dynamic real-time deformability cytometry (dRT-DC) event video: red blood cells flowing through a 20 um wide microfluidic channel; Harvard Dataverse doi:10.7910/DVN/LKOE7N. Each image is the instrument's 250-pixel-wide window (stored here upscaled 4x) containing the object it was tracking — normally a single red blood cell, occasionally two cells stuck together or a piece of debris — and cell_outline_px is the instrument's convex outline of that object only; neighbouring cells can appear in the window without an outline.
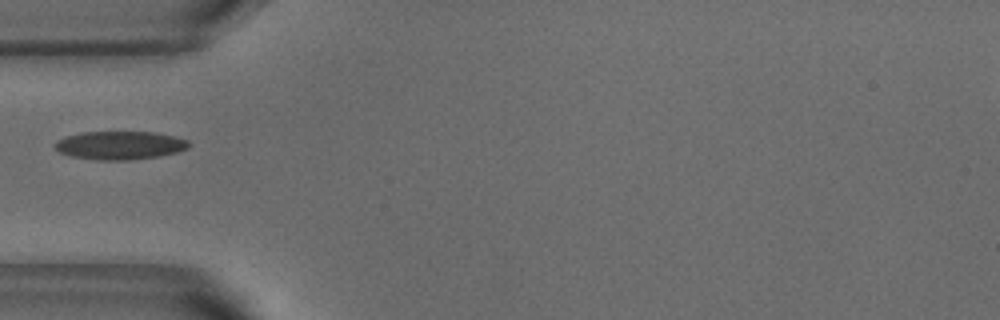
{"species": "common noctule bat (a hibernating species)", "species_latin": "Nyctalus noctula", "temperature_condition": "warm", "stored_images_in_passage": 19, "camera_frame_rate_fps": 3000, "um_per_image_px": 0.085, "animal": {"sex": "male", "body_mass_g": 18.8}, "frame": {"image": 1, "passage_image": 1, "time_ms": 0.0, "image_size_px": [1000, 320], "cell_outline_px": [[192, 144], [188, 148], [176, 152], [160, 156], [128, 160], [100, 160], [72, 156], [60, 152], [52, 144], [56, 140], [80, 132], [152, 132], [172, 136], [188, 140]], "centroid_in_image_um": [10.19, 12.35], "position_along_channel_um": 74.8, "area_um2": 22.02}}
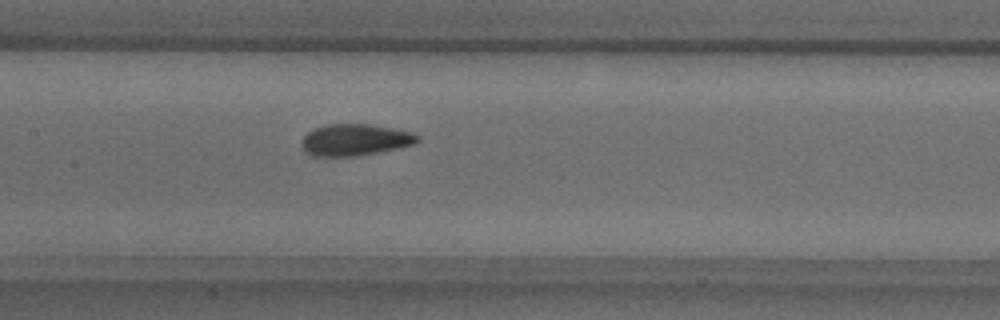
{"frame": {"image": 2, "passage_image": 9, "time_ms": 2.667, "image_size_px": [1000, 320], "cell_outline_px": [[420, 140], [416, 144], [356, 156], [308, 156], [304, 152], [300, 144], [300, 140], [312, 128], [324, 124], [368, 124], [396, 128], [412, 132], [420, 136]], "centroid_in_image_um": [30.13, 11.88], "position_along_channel_um": 177.3, "area_um2": 21.73}}